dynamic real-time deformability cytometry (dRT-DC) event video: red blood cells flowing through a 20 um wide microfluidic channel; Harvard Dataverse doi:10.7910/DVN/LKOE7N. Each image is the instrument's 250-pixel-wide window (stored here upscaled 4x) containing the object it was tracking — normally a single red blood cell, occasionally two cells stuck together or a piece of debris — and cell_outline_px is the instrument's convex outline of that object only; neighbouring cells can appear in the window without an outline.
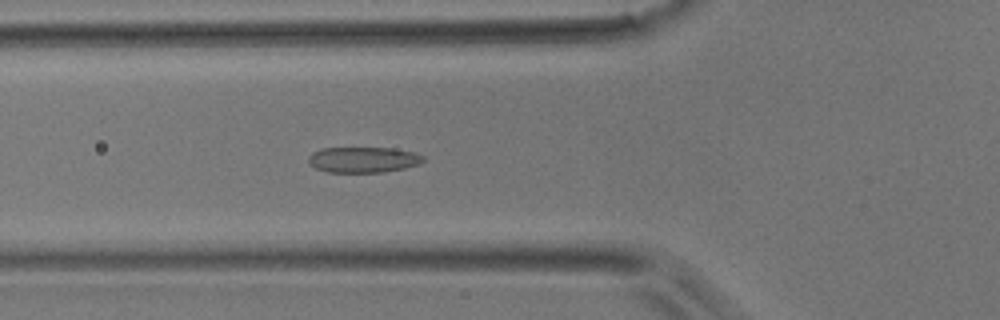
{"species": "common noctule bat (a hibernating species)", "species_latin": "Nyctalus noctula", "temperature_condition": "room temperature", "stored_images_in_passage": 35, "camera_frame_rate_fps": 3000, "um_per_image_px": 0.085, "animal": {"sex": "male", "body_mass_g": 17.9}, "frame": {"image": 1, "passage_image": 5, "time_ms": 1.333, "image_size_px": [1000, 320], "cell_outline_px": [[424, 160], [420, 164], [404, 168], [384, 172], [328, 172], [316, 168], [308, 160], [308, 156], [312, 152], [324, 148], [392, 148], [412, 152], [424, 156]], "centroid_in_image_um": [30.89, 13.57], "position_along_channel_um": 94.9, "area_um2": 17.05}}
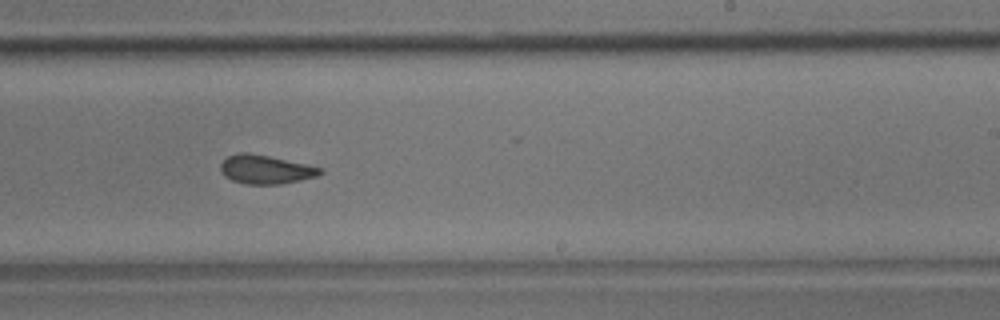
{"frame": {"image": 2, "passage_image": 17, "time_ms": 5.333, "image_size_px": [1000, 320], "cell_outline_px": [[324, 172], [316, 176], [300, 180], [280, 184], [244, 184], [232, 180], [224, 176], [220, 168], [220, 164], [228, 156], [240, 152], [248, 152], [268, 156], [324, 168]], "centroid_in_image_um": [22.57, 14.4], "position_along_channel_um": 266.4, "area_um2": 16.65}}
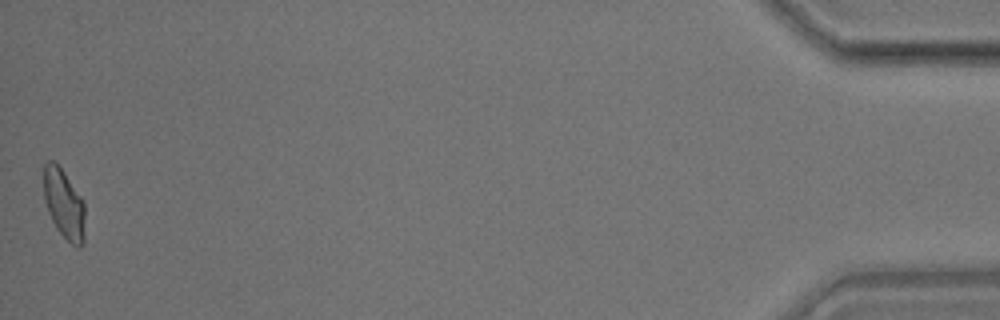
{"frame": {"image": 3, "passage_image": 35, "time_ms": 11.333, "image_size_px": [1000, 320], "cell_outline_px": [[84, 244], [80, 248], [76, 248], [56, 228], [48, 212], [44, 200], [44, 164], [48, 160], [52, 160], [64, 172], [84, 200]], "centroid_in_image_um": [5.45, 17.35], "position_along_channel_um": 429.8, "area_um2": 16.76}}